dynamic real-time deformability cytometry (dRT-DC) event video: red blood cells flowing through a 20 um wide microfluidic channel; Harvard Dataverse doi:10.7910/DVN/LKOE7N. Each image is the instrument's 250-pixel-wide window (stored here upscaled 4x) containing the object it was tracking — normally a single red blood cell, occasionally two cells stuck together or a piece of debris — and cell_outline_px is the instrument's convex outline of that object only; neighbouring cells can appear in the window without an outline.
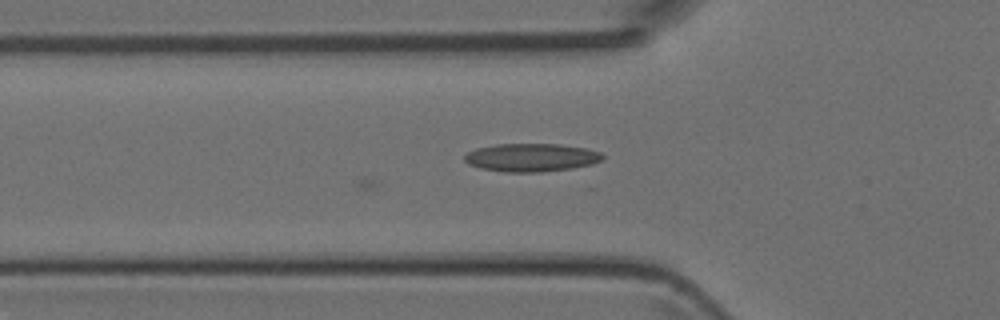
{"species": "Egyptian fruit bat (a non-hibernating species)", "species_latin": "Rousettus aegyptiacus", "temperature_condition": "room temperature", "stored_images_in_passage": 10, "camera_frame_rate_fps": 3000, "um_per_image_px": 0.085, "animal": {"sex": "female"}, "frame": {"image": 1, "passage_image": 10, "time_ms": 3.0, "image_size_px": [1000, 320], "cell_outline_px": [[604, 156], [600, 160], [592, 164], [572, 168], [544, 172], [504, 172], [480, 168], [468, 164], [464, 160], [464, 156], [468, 152], [476, 148], [496, 144], [560, 144], [584, 148], [600, 152]], "centroid_in_image_um": [45.13, 13.39], "position_along_channel_um": 80.7, "area_um2": 22.66}}